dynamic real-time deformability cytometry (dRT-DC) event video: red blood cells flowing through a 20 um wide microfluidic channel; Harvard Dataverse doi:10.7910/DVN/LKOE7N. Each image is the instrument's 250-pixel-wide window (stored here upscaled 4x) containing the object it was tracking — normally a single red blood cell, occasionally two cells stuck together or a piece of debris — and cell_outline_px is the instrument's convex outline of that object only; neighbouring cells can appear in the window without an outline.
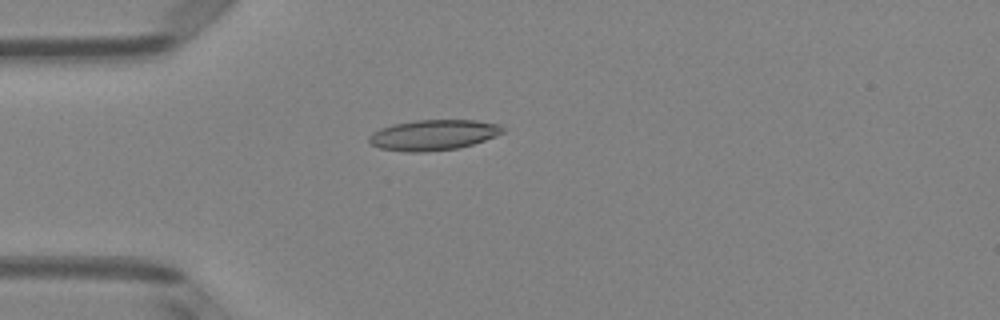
{"species": "Egyptian fruit bat (a non-hibernating species)", "species_latin": "Rousettus aegyptiacus", "temperature_condition": "room temperature", "stored_images_in_passage": 5, "camera_frame_rate_fps": 3000, "um_per_image_px": 0.085, "animal": {"sex": "female"}, "frame": {"image": 1, "passage_image": 4, "time_ms": 1.0, "image_size_px": [1000, 320], "cell_outline_px": [[504, 132], [496, 136], [460, 148], [424, 152], [404, 152], [380, 148], [372, 144], [368, 140], [368, 136], [372, 132], [380, 128], [392, 124], [416, 120], [476, 120], [500, 124], [504, 128]], "centroid_in_image_um": [36.83, 11.47], "position_along_channel_um": 48.2, "area_um2": 23.93}}